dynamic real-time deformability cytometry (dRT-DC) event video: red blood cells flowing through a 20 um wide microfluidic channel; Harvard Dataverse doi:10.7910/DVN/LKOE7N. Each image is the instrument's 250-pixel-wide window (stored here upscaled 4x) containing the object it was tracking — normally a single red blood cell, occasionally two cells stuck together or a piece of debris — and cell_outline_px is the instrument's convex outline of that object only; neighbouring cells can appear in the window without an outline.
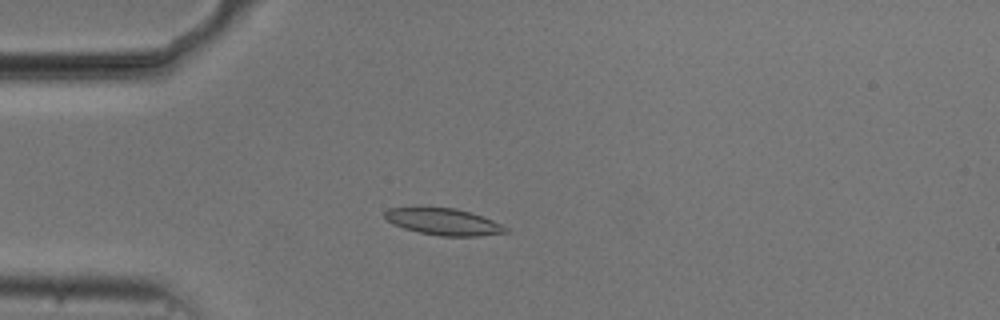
{"species": "common noctule bat (a hibernating species)", "species_latin": "Nyctalus noctula", "temperature_condition": "cold", "stored_images_in_passage": 41, "camera_frame_rate_fps": 3000, "um_per_image_px": 0.085, "animal": {"sex": "male", "body_mass_g": 20.5, "forearm_length_mm": 52.5}, "frame": {"image": 1, "passage_image": 1, "time_ms": 0.0, "image_size_px": [1000, 320], "cell_outline_px": [[508, 232], [476, 236], [440, 236], [420, 232], [404, 228], [392, 224], [384, 216], [384, 212], [388, 208], [420, 204], [456, 208], [472, 212], [492, 220], [508, 228]], "centroid_in_image_um": [37.61, 18.78], "position_along_channel_um": 47.4, "area_um2": 19.54}}
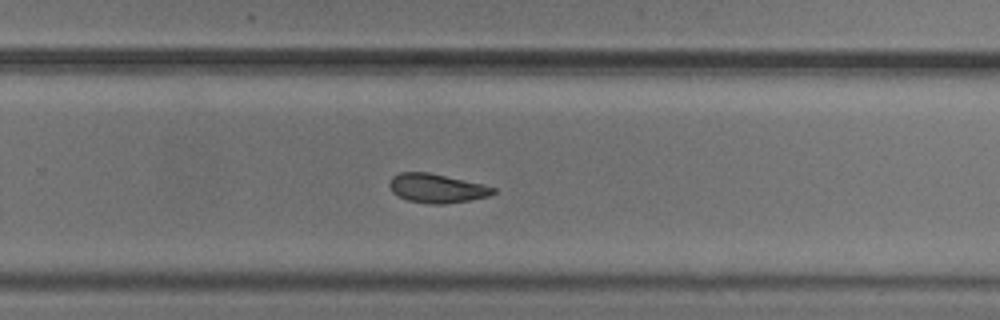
{"frame": {"image": 2, "passage_image": 22, "time_ms": 7.0, "image_size_px": [1000, 320], "cell_outline_px": [[496, 192], [488, 196], [468, 200], [444, 204], [432, 204], [408, 200], [392, 192], [388, 184], [392, 176], [400, 172], [428, 172], [484, 184], [496, 188]], "centroid_in_image_um": [37.12, 15.99], "position_along_channel_um": 292.7, "area_um2": 17.46}}
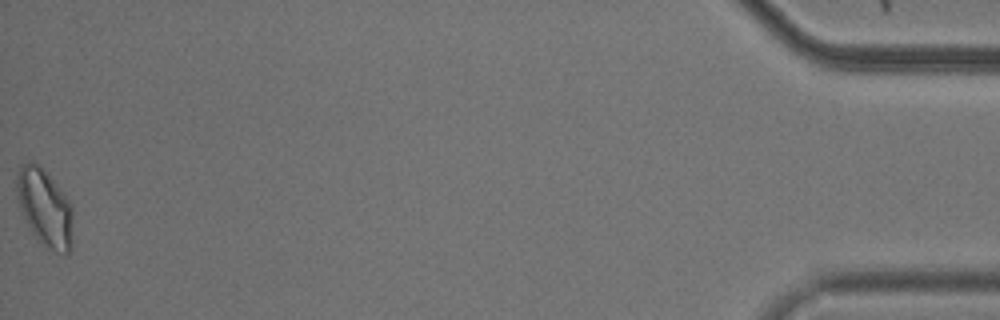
{"frame": {"image": 3, "passage_image": 41, "time_ms": 13.333, "image_size_px": [1000, 320], "cell_outline_px": [[72, 248], [68, 256], [64, 256], [48, 248], [32, 232], [20, 208], [16, 188], [16, 176], [20, 168], [28, 160], [32, 160], [64, 192], [72, 204]], "centroid_in_image_um": [3.84, 17.7], "position_along_channel_um": 431.4, "area_um2": 25.14}, "authors_computed_cell_mechanics": {"area_um2": 18.2648, "velocity_mm_per_s": 3.7205, "shape_relaxation_time_tau1_ms": 9.1905, "shape_relaxation_time_tau2_ms": 7.4994, "deformation_change_tau1": 0.1341, "deformation_change_tau2": 0.1398}}